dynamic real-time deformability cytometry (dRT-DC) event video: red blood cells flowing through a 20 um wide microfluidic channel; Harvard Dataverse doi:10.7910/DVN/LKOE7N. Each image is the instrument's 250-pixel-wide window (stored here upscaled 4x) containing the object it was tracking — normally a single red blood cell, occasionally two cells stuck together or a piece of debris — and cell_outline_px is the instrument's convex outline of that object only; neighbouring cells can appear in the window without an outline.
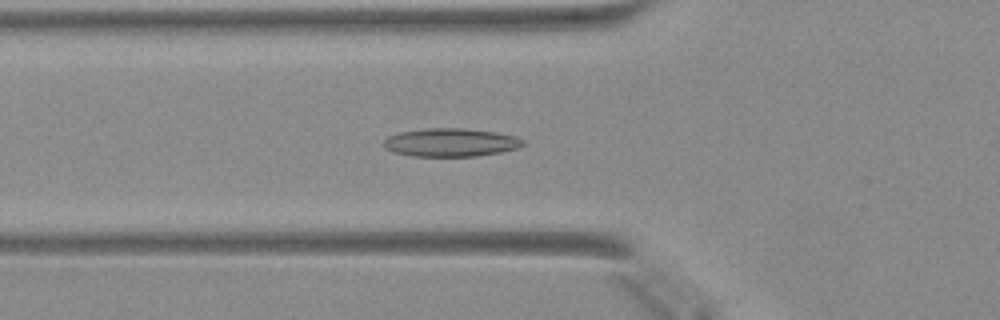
{"species": "Egyptian fruit bat (a non-hibernating species)", "species_latin": "Rousettus aegyptiacus", "temperature_condition": "warm", "stored_images_in_passage": 39, "camera_frame_rate_fps": 3000, "um_per_image_px": 0.085, "animal": {"sex": "female"}, "frame": {"image": 1, "passage_image": 13, "time_ms": 4.0, "image_size_px": [1000, 320], "cell_outline_px": [[524, 144], [520, 148], [500, 152], [476, 156], [412, 156], [392, 152], [384, 148], [384, 140], [388, 136], [400, 132], [428, 128], [460, 128], [496, 132], [516, 136], [524, 140]], "centroid_in_image_um": [38.32, 12.11], "position_along_channel_um": 87.5, "area_um2": 23.0}}
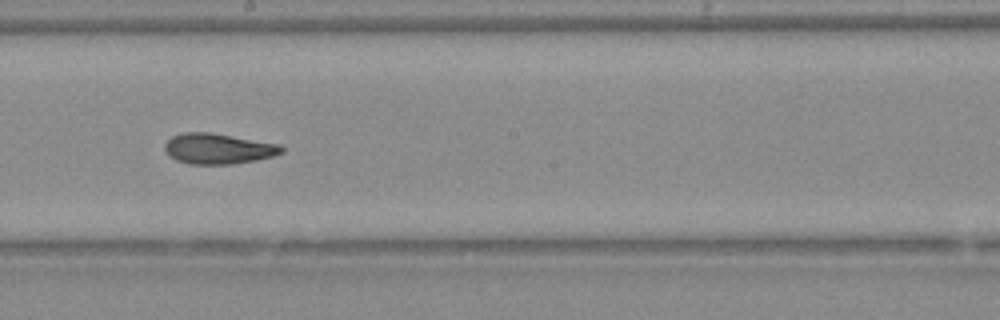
{"frame": {"image": 2, "passage_image": 23, "time_ms": 7.333, "image_size_px": [1000, 320], "cell_outline_px": [[284, 152], [272, 156], [256, 160], [232, 164], [188, 164], [176, 160], [168, 156], [164, 148], [164, 144], [172, 136], [184, 132], [208, 132], [280, 144], [284, 148]], "centroid_in_image_um": [18.52, 12.64], "position_along_channel_um": 229.7, "area_um2": 20.81}}
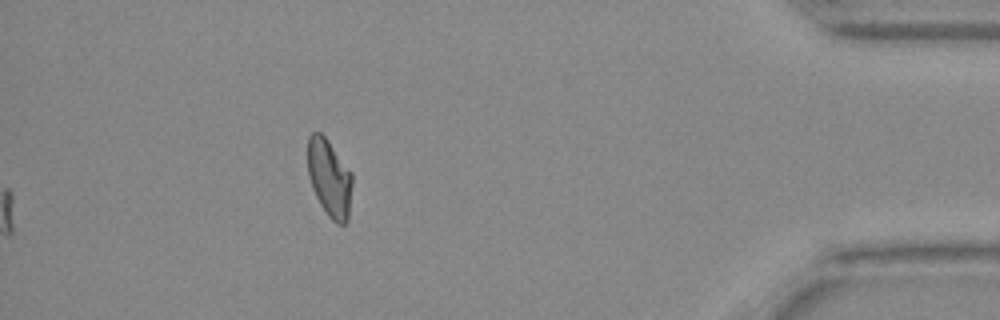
{"frame": {"image": 3, "passage_image": 39, "time_ms": 12.667, "image_size_px": [1000, 320], "cell_outline_px": [[352, 184], [348, 220], [344, 224], [336, 224], [328, 216], [320, 204], [312, 188], [308, 176], [308, 136], [312, 132], [320, 132], [328, 140], [352, 172]], "centroid_in_image_um": [28.0, 15.13], "position_along_channel_um": 407.2, "area_um2": 20.23}}